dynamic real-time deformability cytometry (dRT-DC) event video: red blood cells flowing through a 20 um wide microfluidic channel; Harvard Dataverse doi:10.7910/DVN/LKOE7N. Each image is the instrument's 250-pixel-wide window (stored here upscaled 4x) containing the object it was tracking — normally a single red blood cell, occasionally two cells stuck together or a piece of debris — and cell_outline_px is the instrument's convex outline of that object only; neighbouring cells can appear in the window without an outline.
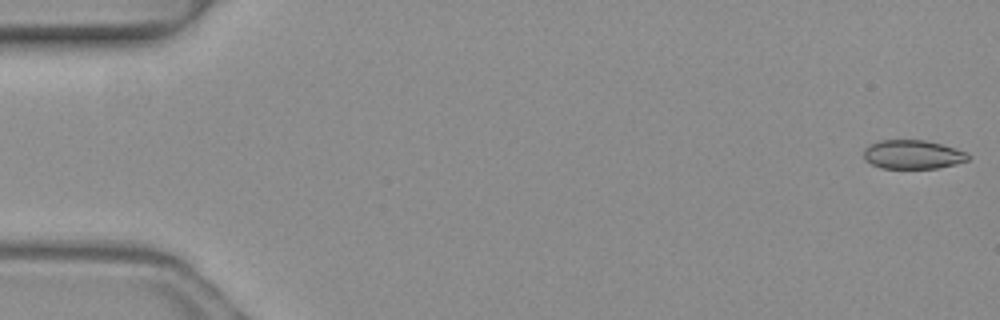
{"species": "common noctule bat (a hibernating species)", "species_latin": "Nyctalus noctula", "temperature_condition": "warm", "stored_images_in_passage": 6, "segment_of_instrument_passage": [1, 2], "camera_frame_rate_fps": 3000, "um_per_image_px": 0.085, "animal": {"sex": "female", "body_mass_g": 19.3, "forearm_length_mm": 54.1}, "frame": {"image": 1, "passage_image": 1, "time_ms": 0.0, "image_size_px": [1000, 320], "cell_outline_px": [[968, 160], [956, 164], [936, 168], [880, 168], [864, 160], [864, 148], [868, 144], [880, 140], [924, 140], [956, 148], [968, 152]], "centroid_in_image_um": [77.55, 13.13], "position_along_channel_um": 7.4, "area_um2": 17.63}}
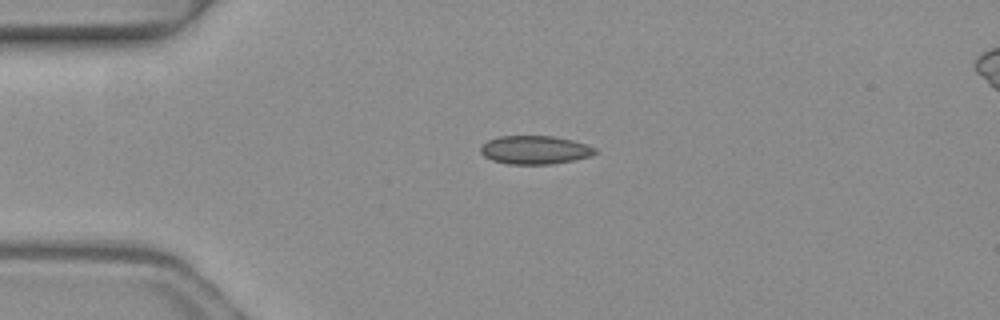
{"frame": {"image": 2, "passage_image": 4, "time_ms": 1.0, "image_size_px": [1000, 320], "cell_outline_px": [[596, 152], [592, 156], [552, 164], [508, 164], [492, 160], [484, 156], [480, 152], [480, 148], [488, 140], [496, 136], [556, 136], [572, 140], [596, 148]], "centroid_in_image_um": [45.45, 12.74], "position_along_channel_um": 39.6, "area_um2": 18.96}}